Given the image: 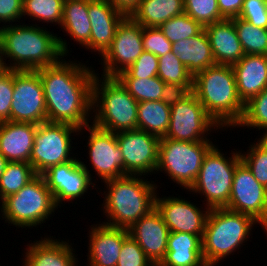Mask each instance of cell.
<instances>
[{
    "instance_id": "obj_1",
    "label": "cell",
    "mask_w": 267,
    "mask_h": 266,
    "mask_svg": "<svg viewBox=\"0 0 267 266\" xmlns=\"http://www.w3.org/2000/svg\"><path fill=\"white\" fill-rule=\"evenodd\" d=\"M58 63L35 70L44 89L47 122L67 123L83 128L92 111L95 71L76 61ZM92 70V71H91Z\"/></svg>"
},
{
    "instance_id": "obj_2",
    "label": "cell",
    "mask_w": 267,
    "mask_h": 266,
    "mask_svg": "<svg viewBox=\"0 0 267 266\" xmlns=\"http://www.w3.org/2000/svg\"><path fill=\"white\" fill-rule=\"evenodd\" d=\"M41 28L36 24L16 23L0 27L3 60L11 61L5 65L6 69L35 71L54 65L68 55L66 40Z\"/></svg>"
},
{
    "instance_id": "obj_3",
    "label": "cell",
    "mask_w": 267,
    "mask_h": 266,
    "mask_svg": "<svg viewBox=\"0 0 267 266\" xmlns=\"http://www.w3.org/2000/svg\"><path fill=\"white\" fill-rule=\"evenodd\" d=\"M192 92L206 112L223 127H236L244 113L231 65L215 64L193 76Z\"/></svg>"
},
{
    "instance_id": "obj_4",
    "label": "cell",
    "mask_w": 267,
    "mask_h": 266,
    "mask_svg": "<svg viewBox=\"0 0 267 266\" xmlns=\"http://www.w3.org/2000/svg\"><path fill=\"white\" fill-rule=\"evenodd\" d=\"M152 182L154 183L139 175H126L105 181L108 192L105 191L102 209L108 222L103 224L129 229L153 210L157 187Z\"/></svg>"
},
{
    "instance_id": "obj_5",
    "label": "cell",
    "mask_w": 267,
    "mask_h": 266,
    "mask_svg": "<svg viewBox=\"0 0 267 266\" xmlns=\"http://www.w3.org/2000/svg\"><path fill=\"white\" fill-rule=\"evenodd\" d=\"M257 223L261 225L248 214L226 208L210 209L201 239L202 255L206 265L215 266L239 249L242 243L248 240L253 226Z\"/></svg>"
},
{
    "instance_id": "obj_6",
    "label": "cell",
    "mask_w": 267,
    "mask_h": 266,
    "mask_svg": "<svg viewBox=\"0 0 267 266\" xmlns=\"http://www.w3.org/2000/svg\"><path fill=\"white\" fill-rule=\"evenodd\" d=\"M95 74L93 79L91 122L94 126L113 133L136 130L138 102L115 77ZM100 81V82H99Z\"/></svg>"
},
{
    "instance_id": "obj_7",
    "label": "cell",
    "mask_w": 267,
    "mask_h": 266,
    "mask_svg": "<svg viewBox=\"0 0 267 266\" xmlns=\"http://www.w3.org/2000/svg\"><path fill=\"white\" fill-rule=\"evenodd\" d=\"M0 203L5 222L18 228L30 229V227L41 225L51 217L50 215L55 212L56 208L58 209L41 175H37L20 191L8 196Z\"/></svg>"
},
{
    "instance_id": "obj_8",
    "label": "cell",
    "mask_w": 267,
    "mask_h": 266,
    "mask_svg": "<svg viewBox=\"0 0 267 266\" xmlns=\"http://www.w3.org/2000/svg\"><path fill=\"white\" fill-rule=\"evenodd\" d=\"M241 162L239 152L224 156L215 145L205 155L199 175L188 191L201 193L209 209L226 208L230 200L233 176Z\"/></svg>"
},
{
    "instance_id": "obj_9",
    "label": "cell",
    "mask_w": 267,
    "mask_h": 266,
    "mask_svg": "<svg viewBox=\"0 0 267 266\" xmlns=\"http://www.w3.org/2000/svg\"><path fill=\"white\" fill-rule=\"evenodd\" d=\"M212 141H176L160 138L157 171H164L176 184L189 190L195 183Z\"/></svg>"
},
{
    "instance_id": "obj_10",
    "label": "cell",
    "mask_w": 267,
    "mask_h": 266,
    "mask_svg": "<svg viewBox=\"0 0 267 266\" xmlns=\"http://www.w3.org/2000/svg\"><path fill=\"white\" fill-rule=\"evenodd\" d=\"M81 130L82 128L67 123L38 124L30 157V164L36 174L41 175L51 166L73 160L75 157L70 156L71 136L80 134Z\"/></svg>"
},
{
    "instance_id": "obj_11",
    "label": "cell",
    "mask_w": 267,
    "mask_h": 266,
    "mask_svg": "<svg viewBox=\"0 0 267 266\" xmlns=\"http://www.w3.org/2000/svg\"><path fill=\"white\" fill-rule=\"evenodd\" d=\"M220 128L191 91L184 99L171 106L169 128L164 138L189 142L205 141L210 140L206 137L212 129Z\"/></svg>"
},
{
    "instance_id": "obj_12",
    "label": "cell",
    "mask_w": 267,
    "mask_h": 266,
    "mask_svg": "<svg viewBox=\"0 0 267 266\" xmlns=\"http://www.w3.org/2000/svg\"><path fill=\"white\" fill-rule=\"evenodd\" d=\"M10 121L36 125L47 122L43 84L36 71L14 70Z\"/></svg>"
},
{
    "instance_id": "obj_13",
    "label": "cell",
    "mask_w": 267,
    "mask_h": 266,
    "mask_svg": "<svg viewBox=\"0 0 267 266\" xmlns=\"http://www.w3.org/2000/svg\"><path fill=\"white\" fill-rule=\"evenodd\" d=\"M143 26L125 17L117 26L110 47L101 56L104 77H116L131 66L144 51Z\"/></svg>"
},
{
    "instance_id": "obj_14",
    "label": "cell",
    "mask_w": 267,
    "mask_h": 266,
    "mask_svg": "<svg viewBox=\"0 0 267 266\" xmlns=\"http://www.w3.org/2000/svg\"><path fill=\"white\" fill-rule=\"evenodd\" d=\"M117 144L122 152L126 175L156 173L160 138L142 130L116 133Z\"/></svg>"
},
{
    "instance_id": "obj_15",
    "label": "cell",
    "mask_w": 267,
    "mask_h": 266,
    "mask_svg": "<svg viewBox=\"0 0 267 266\" xmlns=\"http://www.w3.org/2000/svg\"><path fill=\"white\" fill-rule=\"evenodd\" d=\"M46 186L51 191L55 205L58 207L64 201H73L83 196L92 182L87 165L76 157L63 164L51 166L41 174Z\"/></svg>"
},
{
    "instance_id": "obj_16",
    "label": "cell",
    "mask_w": 267,
    "mask_h": 266,
    "mask_svg": "<svg viewBox=\"0 0 267 266\" xmlns=\"http://www.w3.org/2000/svg\"><path fill=\"white\" fill-rule=\"evenodd\" d=\"M226 209L254 217L261 227L267 224V188L254 178L242 161L236 166Z\"/></svg>"
},
{
    "instance_id": "obj_17",
    "label": "cell",
    "mask_w": 267,
    "mask_h": 266,
    "mask_svg": "<svg viewBox=\"0 0 267 266\" xmlns=\"http://www.w3.org/2000/svg\"><path fill=\"white\" fill-rule=\"evenodd\" d=\"M89 132L88 149L94 172L103 182L126 176L121 149L117 144L116 133L87 125Z\"/></svg>"
},
{
    "instance_id": "obj_18",
    "label": "cell",
    "mask_w": 267,
    "mask_h": 266,
    "mask_svg": "<svg viewBox=\"0 0 267 266\" xmlns=\"http://www.w3.org/2000/svg\"><path fill=\"white\" fill-rule=\"evenodd\" d=\"M155 208L160 213L170 232L203 235L210 209L200 210L193 203L180 198L155 197Z\"/></svg>"
},
{
    "instance_id": "obj_19",
    "label": "cell",
    "mask_w": 267,
    "mask_h": 266,
    "mask_svg": "<svg viewBox=\"0 0 267 266\" xmlns=\"http://www.w3.org/2000/svg\"><path fill=\"white\" fill-rule=\"evenodd\" d=\"M128 232L150 261L157 266L165 257L170 233L157 209L154 208L135 222Z\"/></svg>"
},
{
    "instance_id": "obj_20",
    "label": "cell",
    "mask_w": 267,
    "mask_h": 266,
    "mask_svg": "<svg viewBox=\"0 0 267 266\" xmlns=\"http://www.w3.org/2000/svg\"><path fill=\"white\" fill-rule=\"evenodd\" d=\"M88 14L91 35L85 48L102 56L110 47L116 28L125 16L108 0H88Z\"/></svg>"
},
{
    "instance_id": "obj_21",
    "label": "cell",
    "mask_w": 267,
    "mask_h": 266,
    "mask_svg": "<svg viewBox=\"0 0 267 266\" xmlns=\"http://www.w3.org/2000/svg\"><path fill=\"white\" fill-rule=\"evenodd\" d=\"M89 231L88 265L116 266L128 229L94 224Z\"/></svg>"
},
{
    "instance_id": "obj_22",
    "label": "cell",
    "mask_w": 267,
    "mask_h": 266,
    "mask_svg": "<svg viewBox=\"0 0 267 266\" xmlns=\"http://www.w3.org/2000/svg\"><path fill=\"white\" fill-rule=\"evenodd\" d=\"M37 125L6 121L0 123V154L8 162H28Z\"/></svg>"
},
{
    "instance_id": "obj_23",
    "label": "cell",
    "mask_w": 267,
    "mask_h": 266,
    "mask_svg": "<svg viewBox=\"0 0 267 266\" xmlns=\"http://www.w3.org/2000/svg\"><path fill=\"white\" fill-rule=\"evenodd\" d=\"M216 64L234 65L245 55L233 18L223 19L204 27Z\"/></svg>"
},
{
    "instance_id": "obj_24",
    "label": "cell",
    "mask_w": 267,
    "mask_h": 266,
    "mask_svg": "<svg viewBox=\"0 0 267 266\" xmlns=\"http://www.w3.org/2000/svg\"><path fill=\"white\" fill-rule=\"evenodd\" d=\"M232 68L238 94L244 103L267 87V55L245 54Z\"/></svg>"
},
{
    "instance_id": "obj_25",
    "label": "cell",
    "mask_w": 267,
    "mask_h": 266,
    "mask_svg": "<svg viewBox=\"0 0 267 266\" xmlns=\"http://www.w3.org/2000/svg\"><path fill=\"white\" fill-rule=\"evenodd\" d=\"M47 237L29 243L26 248L23 266H77L78 260L73 254L69 241H62Z\"/></svg>"
},
{
    "instance_id": "obj_26",
    "label": "cell",
    "mask_w": 267,
    "mask_h": 266,
    "mask_svg": "<svg viewBox=\"0 0 267 266\" xmlns=\"http://www.w3.org/2000/svg\"><path fill=\"white\" fill-rule=\"evenodd\" d=\"M202 236L170 232L165 257L157 266H207L202 255Z\"/></svg>"
},
{
    "instance_id": "obj_27",
    "label": "cell",
    "mask_w": 267,
    "mask_h": 266,
    "mask_svg": "<svg viewBox=\"0 0 267 266\" xmlns=\"http://www.w3.org/2000/svg\"><path fill=\"white\" fill-rule=\"evenodd\" d=\"M172 51L193 76L216 64L205 29L198 35L172 43Z\"/></svg>"
},
{
    "instance_id": "obj_28",
    "label": "cell",
    "mask_w": 267,
    "mask_h": 266,
    "mask_svg": "<svg viewBox=\"0 0 267 266\" xmlns=\"http://www.w3.org/2000/svg\"><path fill=\"white\" fill-rule=\"evenodd\" d=\"M60 26L74 41L85 47L91 35L88 0H64Z\"/></svg>"
},
{
    "instance_id": "obj_29",
    "label": "cell",
    "mask_w": 267,
    "mask_h": 266,
    "mask_svg": "<svg viewBox=\"0 0 267 266\" xmlns=\"http://www.w3.org/2000/svg\"><path fill=\"white\" fill-rule=\"evenodd\" d=\"M184 13V0H141L131 18L143 27H159Z\"/></svg>"
},
{
    "instance_id": "obj_30",
    "label": "cell",
    "mask_w": 267,
    "mask_h": 266,
    "mask_svg": "<svg viewBox=\"0 0 267 266\" xmlns=\"http://www.w3.org/2000/svg\"><path fill=\"white\" fill-rule=\"evenodd\" d=\"M171 107L163 101L138 102L137 129L165 137L170 123Z\"/></svg>"
},
{
    "instance_id": "obj_31",
    "label": "cell",
    "mask_w": 267,
    "mask_h": 266,
    "mask_svg": "<svg viewBox=\"0 0 267 266\" xmlns=\"http://www.w3.org/2000/svg\"><path fill=\"white\" fill-rule=\"evenodd\" d=\"M37 176L28 162H8L0 177L1 202L10 195L20 191Z\"/></svg>"
},
{
    "instance_id": "obj_32",
    "label": "cell",
    "mask_w": 267,
    "mask_h": 266,
    "mask_svg": "<svg viewBox=\"0 0 267 266\" xmlns=\"http://www.w3.org/2000/svg\"><path fill=\"white\" fill-rule=\"evenodd\" d=\"M234 26L245 54L267 55V29L255 27L248 21L235 17Z\"/></svg>"
},
{
    "instance_id": "obj_33",
    "label": "cell",
    "mask_w": 267,
    "mask_h": 266,
    "mask_svg": "<svg viewBox=\"0 0 267 266\" xmlns=\"http://www.w3.org/2000/svg\"><path fill=\"white\" fill-rule=\"evenodd\" d=\"M137 102L161 100L165 82L158 76L145 78H116Z\"/></svg>"
},
{
    "instance_id": "obj_34",
    "label": "cell",
    "mask_w": 267,
    "mask_h": 266,
    "mask_svg": "<svg viewBox=\"0 0 267 266\" xmlns=\"http://www.w3.org/2000/svg\"><path fill=\"white\" fill-rule=\"evenodd\" d=\"M64 0H23V15L44 23H62Z\"/></svg>"
},
{
    "instance_id": "obj_35",
    "label": "cell",
    "mask_w": 267,
    "mask_h": 266,
    "mask_svg": "<svg viewBox=\"0 0 267 266\" xmlns=\"http://www.w3.org/2000/svg\"><path fill=\"white\" fill-rule=\"evenodd\" d=\"M236 126L265 130L262 137H267V87L245 103L243 116Z\"/></svg>"
},
{
    "instance_id": "obj_36",
    "label": "cell",
    "mask_w": 267,
    "mask_h": 266,
    "mask_svg": "<svg viewBox=\"0 0 267 266\" xmlns=\"http://www.w3.org/2000/svg\"><path fill=\"white\" fill-rule=\"evenodd\" d=\"M159 66L157 76L165 83L193 85V75L173 52L158 57Z\"/></svg>"
},
{
    "instance_id": "obj_37",
    "label": "cell",
    "mask_w": 267,
    "mask_h": 266,
    "mask_svg": "<svg viewBox=\"0 0 267 266\" xmlns=\"http://www.w3.org/2000/svg\"><path fill=\"white\" fill-rule=\"evenodd\" d=\"M159 29L171 43H176L200 34L204 30V27L190 16L183 13L170 18L168 21L161 24Z\"/></svg>"
},
{
    "instance_id": "obj_38",
    "label": "cell",
    "mask_w": 267,
    "mask_h": 266,
    "mask_svg": "<svg viewBox=\"0 0 267 266\" xmlns=\"http://www.w3.org/2000/svg\"><path fill=\"white\" fill-rule=\"evenodd\" d=\"M250 146L245 154L239 151L241 161L254 178L267 188V137H261L256 144Z\"/></svg>"
},
{
    "instance_id": "obj_39",
    "label": "cell",
    "mask_w": 267,
    "mask_h": 266,
    "mask_svg": "<svg viewBox=\"0 0 267 266\" xmlns=\"http://www.w3.org/2000/svg\"><path fill=\"white\" fill-rule=\"evenodd\" d=\"M184 13L203 27L225 19L219 11L217 0H184Z\"/></svg>"
},
{
    "instance_id": "obj_40",
    "label": "cell",
    "mask_w": 267,
    "mask_h": 266,
    "mask_svg": "<svg viewBox=\"0 0 267 266\" xmlns=\"http://www.w3.org/2000/svg\"><path fill=\"white\" fill-rule=\"evenodd\" d=\"M158 57L150 52L143 51L136 61L125 71L119 73L115 78H150L158 74Z\"/></svg>"
},
{
    "instance_id": "obj_41",
    "label": "cell",
    "mask_w": 267,
    "mask_h": 266,
    "mask_svg": "<svg viewBox=\"0 0 267 266\" xmlns=\"http://www.w3.org/2000/svg\"><path fill=\"white\" fill-rule=\"evenodd\" d=\"M116 266H155L145 255L137 242L128 235L120 251Z\"/></svg>"
},
{
    "instance_id": "obj_42",
    "label": "cell",
    "mask_w": 267,
    "mask_h": 266,
    "mask_svg": "<svg viewBox=\"0 0 267 266\" xmlns=\"http://www.w3.org/2000/svg\"><path fill=\"white\" fill-rule=\"evenodd\" d=\"M142 44L144 51L157 57L172 51V43L165 37L159 27H143Z\"/></svg>"
},
{
    "instance_id": "obj_43",
    "label": "cell",
    "mask_w": 267,
    "mask_h": 266,
    "mask_svg": "<svg viewBox=\"0 0 267 266\" xmlns=\"http://www.w3.org/2000/svg\"><path fill=\"white\" fill-rule=\"evenodd\" d=\"M14 70L0 72V123L10 121V110L13 99Z\"/></svg>"
},
{
    "instance_id": "obj_44",
    "label": "cell",
    "mask_w": 267,
    "mask_h": 266,
    "mask_svg": "<svg viewBox=\"0 0 267 266\" xmlns=\"http://www.w3.org/2000/svg\"><path fill=\"white\" fill-rule=\"evenodd\" d=\"M255 27L267 29V2L266 0H244L238 16Z\"/></svg>"
},
{
    "instance_id": "obj_45",
    "label": "cell",
    "mask_w": 267,
    "mask_h": 266,
    "mask_svg": "<svg viewBox=\"0 0 267 266\" xmlns=\"http://www.w3.org/2000/svg\"><path fill=\"white\" fill-rule=\"evenodd\" d=\"M192 86L193 85L165 83L161 93V101L171 107L184 99L192 91Z\"/></svg>"
},
{
    "instance_id": "obj_46",
    "label": "cell",
    "mask_w": 267,
    "mask_h": 266,
    "mask_svg": "<svg viewBox=\"0 0 267 266\" xmlns=\"http://www.w3.org/2000/svg\"><path fill=\"white\" fill-rule=\"evenodd\" d=\"M23 19V0H0V23L20 22Z\"/></svg>"
},
{
    "instance_id": "obj_47",
    "label": "cell",
    "mask_w": 267,
    "mask_h": 266,
    "mask_svg": "<svg viewBox=\"0 0 267 266\" xmlns=\"http://www.w3.org/2000/svg\"><path fill=\"white\" fill-rule=\"evenodd\" d=\"M244 0H217L218 8L225 19L238 17Z\"/></svg>"
},
{
    "instance_id": "obj_48",
    "label": "cell",
    "mask_w": 267,
    "mask_h": 266,
    "mask_svg": "<svg viewBox=\"0 0 267 266\" xmlns=\"http://www.w3.org/2000/svg\"><path fill=\"white\" fill-rule=\"evenodd\" d=\"M117 11L122 13L125 17L131 15L137 10L141 0H108Z\"/></svg>"
},
{
    "instance_id": "obj_49",
    "label": "cell",
    "mask_w": 267,
    "mask_h": 266,
    "mask_svg": "<svg viewBox=\"0 0 267 266\" xmlns=\"http://www.w3.org/2000/svg\"><path fill=\"white\" fill-rule=\"evenodd\" d=\"M8 161L0 154V177L4 173L5 166Z\"/></svg>"
},
{
    "instance_id": "obj_50",
    "label": "cell",
    "mask_w": 267,
    "mask_h": 266,
    "mask_svg": "<svg viewBox=\"0 0 267 266\" xmlns=\"http://www.w3.org/2000/svg\"><path fill=\"white\" fill-rule=\"evenodd\" d=\"M6 63L3 60V56H2V44H1V39H0V72H2L3 70L6 69Z\"/></svg>"
},
{
    "instance_id": "obj_51",
    "label": "cell",
    "mask_w": 267,
    "mask_h": 266,
    "mask_svg": "<svg viewBox=\"0 0 267 266\" xmlns=\"http://www.w3.org/2000/svg\"><path fill=\"white\" fill-rule=\"evenodd\" d=\"M263 229L267 233V224L263 227Z\"/></svg>"
}]
</instances>
